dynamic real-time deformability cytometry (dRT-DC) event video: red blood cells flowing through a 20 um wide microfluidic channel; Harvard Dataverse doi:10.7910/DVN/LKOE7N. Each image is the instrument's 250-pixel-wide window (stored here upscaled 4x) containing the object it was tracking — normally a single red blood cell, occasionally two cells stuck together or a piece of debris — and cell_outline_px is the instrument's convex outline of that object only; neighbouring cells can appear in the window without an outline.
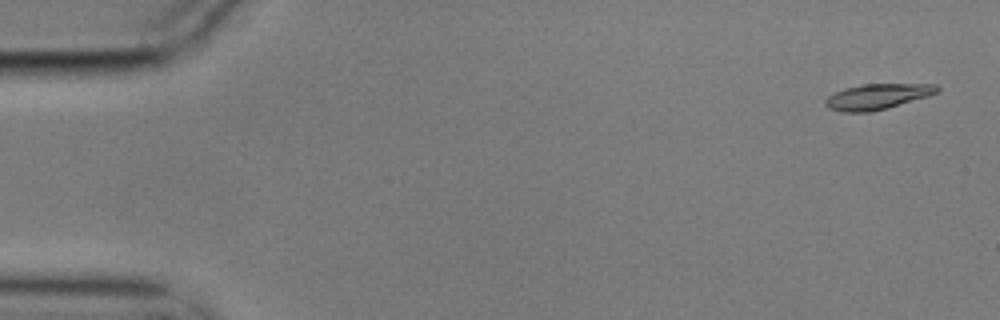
{"species": "common noctule bat (a hibernating species)", "species_latin": "Nyctalus noctula", "temperature_condition": "cold", "stored_images_in_passage": 8, "segment_of_instrument_passage": [1, 2], "camera_frame_rate_fps": 3000, "um_per_image_px": 0.085, "animal": {"sex": "male", "body_mass_g": 17.9}, "frame": {"image": 1, "passage_image": 1, "time_ms": 0.0, "image_size_px": [1000, 320], "cell_outline_px": [[940, 92], [928, 96], [888, 108], [868, 112], [844, 112], [828, 108], [824, 104], [824, 100], [828, 96], [844, 88], [860, 84], [936, 84], [940, 88]], "centroid_in_image_um": [74.58, 8.2], "position_along_channel_um": 10.4, "area_um2": 16.7}}
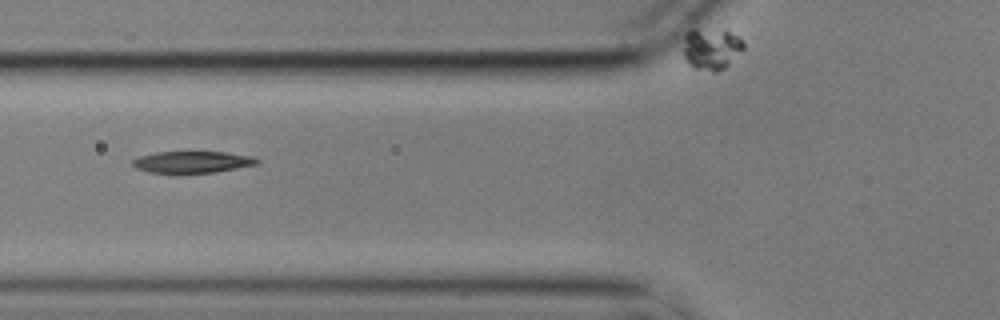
{"frame": {"image": 2, "passage_image": 6, "time_ms": 1.667, "image_size_px": [1000, 320], "cell_outline_px": [[260, 160], [256, 164], [216, 172], [176, 176], [148, 172], [136, 168], [132, 164], [132, 160], [140, 156], [156, 152], [228, 152], [252, 156]], "centroid_in_image_um": [16.29, 13.81], "position_along_channel_um": 109.5, "area_um2": 16.42}}
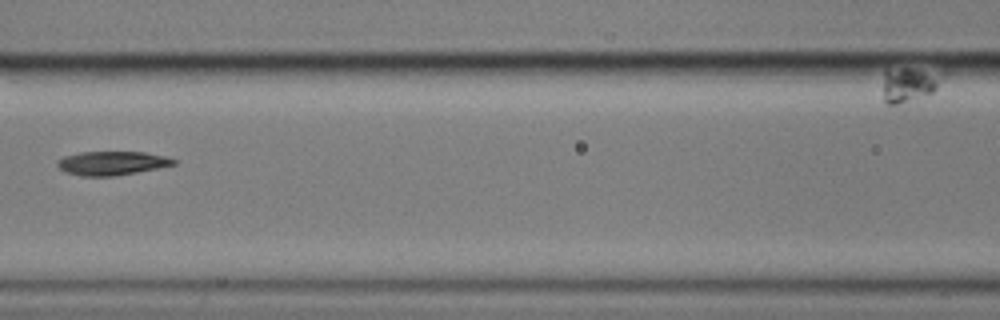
{"frame": {"image": 3, "passage_image": 7, "time_ms": 2.0, "image_size_px": [1000, 320], "cell_outline_px": [[176, 164], [136, 172], [112, 176], [80, 176], [64, 172], [56, 164], [64, 156], [80, 152], [144, 152], [164, 156], [176, 160]], "centroid_in_image_um": [9.48, 13.87], "position_along_channel_um": 157.1, "area_um2": 15.95}}